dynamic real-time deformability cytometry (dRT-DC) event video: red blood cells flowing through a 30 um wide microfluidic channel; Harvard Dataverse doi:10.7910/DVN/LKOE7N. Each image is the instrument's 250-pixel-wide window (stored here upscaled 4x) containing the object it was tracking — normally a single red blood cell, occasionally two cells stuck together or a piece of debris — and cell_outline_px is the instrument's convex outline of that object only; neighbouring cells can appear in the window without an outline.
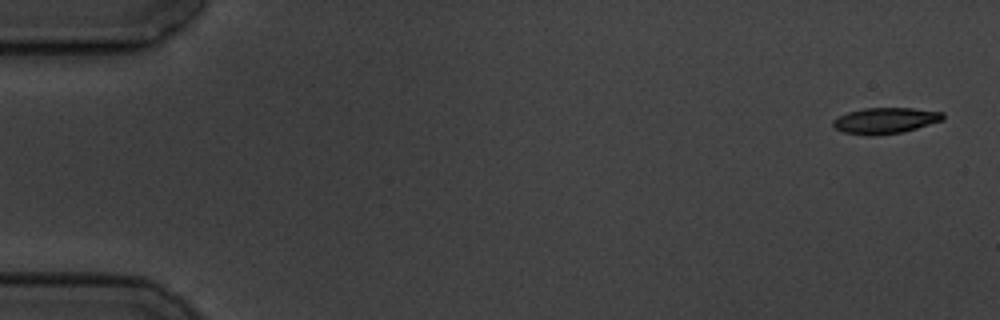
{"species": "common noctule bat (a hibernating species)", "species_latin": "Nyctalus noctula", "temperature_condition": "cold", "stored_images_in_passage": 6, "camera_frame_rate_fps": 3000, "um_per_image_px": 0.085, "animal": {"sex": "male", "body_mass_g": 19.5, "forearm_length_mm": 54.6}, "frame": {"image": 1, "passage_image": 1, "time_ms": 0.0, "image_size_px": [1000, 320], "cell_outline_px": [[944, 120], [916, 128], [900, 132], [844, 132], [836, 128], [832, 124], [832, 120], [848, 112], [864, 108], [912, 108], [944, 112]], "centroid_in_image_um": [75.32, 10.18], "position_along_channel_um": 9.7, "area_um2": 15.66}}
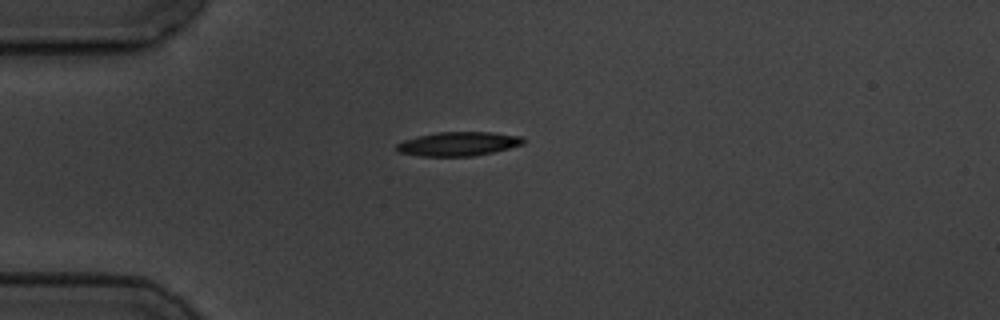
{"frame": {"image": 2, "passage_image": 5, "time_ms": 4.333, "image_size_px": [1000, 320], "cell_outline_px": [[524, 144], [492, 152], [472, 156], [420, 156], [396, 152], [396, 144], [404, 140], [416, 136], [436, 132], [492, 132], [524, 136]], "centroid_in_image_um": [38.94, 12.22], "position_along_channel_um": 46.1, "area_um2": 17.86}}